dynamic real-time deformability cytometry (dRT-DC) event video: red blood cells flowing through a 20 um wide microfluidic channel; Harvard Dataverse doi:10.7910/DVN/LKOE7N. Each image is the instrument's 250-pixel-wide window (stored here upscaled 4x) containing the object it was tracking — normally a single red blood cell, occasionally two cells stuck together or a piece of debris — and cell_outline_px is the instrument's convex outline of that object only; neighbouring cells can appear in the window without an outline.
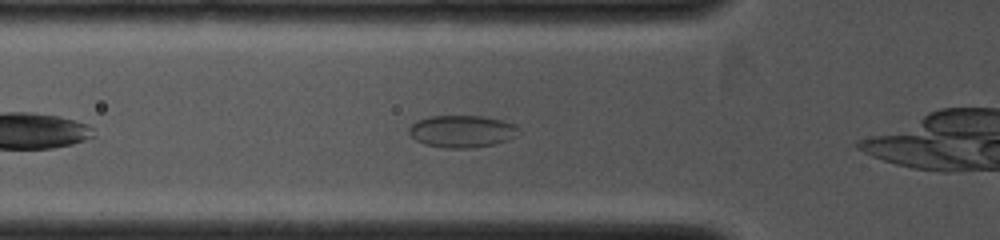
{"species": "common noctule bat (a hibernating species)", "species_latin": "Nyctalus noctula", "temperature_condition": "cold", "stored_images_in_passage": 7, "camera_frame_rate_fps": 4000, "um_per_image_px": 0.085, "animal": {"sex": "female", "body_mass_g": 19.0, "forearm_length_mm": 53.3}, "frame": {"image": 1, "passage_image": 2, "time_ms": 0.25, "image_size_px": [1000, 240], "cell_outline_px": [[520, 128], [516, 136], [508, 140], [492, 144], [472, 148], [444, 148], [424, 144], [416, 140], [408, 132], [408, 128], [416, 120], [428, 116], [480, 116], [504, 120], [516, 124]], "centroid_in_image_um": [39.27, 11.16], "position_along_channel_um": 86.5, "area_um2": 20.75}}